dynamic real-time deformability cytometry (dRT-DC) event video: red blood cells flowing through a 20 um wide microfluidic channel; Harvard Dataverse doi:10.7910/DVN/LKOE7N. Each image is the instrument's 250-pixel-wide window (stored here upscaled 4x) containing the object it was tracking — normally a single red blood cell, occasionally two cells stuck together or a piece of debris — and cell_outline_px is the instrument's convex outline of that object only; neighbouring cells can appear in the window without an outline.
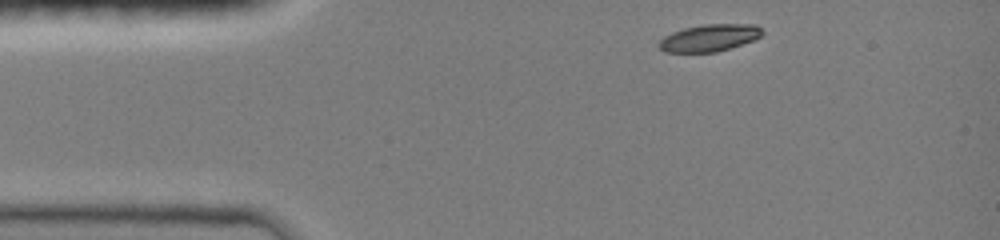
{"species": "common noctule bat (a hibernating species)", "species_latin": "Nyctalus noctula", "temperature_condition": "room temperature", "stored_images_in_passage": 20, "camera_frame_rate_fps": 3000, "um_per_image_px": 0.085, "animal": {"sex": "female", "body_mass_g": 19.0, "forearm_length_mm": 51.5}, "frame": {"image": 1, "passage_image": 1, "time_ms": 0.0, "image_size_px": [1000, 240], "cell_outline_px": [[764, 32], [760, 36], [752, 40], [716, 52], [664, 52], [656, 44], [664, 36], [672, 32], [684, 28], [704, 24], [756, 24]], "centroid_in_image_um": [60.26, 3.21], "position_along_channel_um": 24.7, "area_um2": 16.18}}
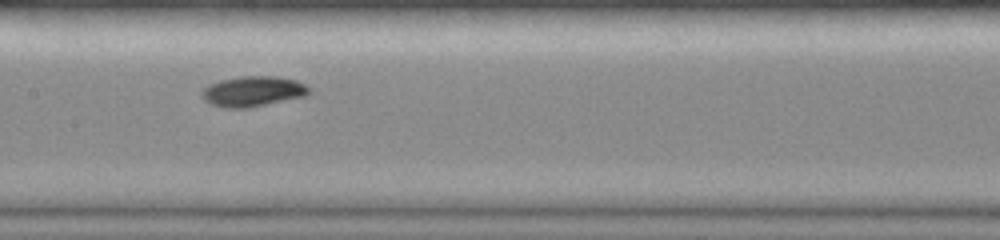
{"frame": {"image": 2, "passage_image": 9, "time_ms": 5.333, "image_size_px": [1000, 240], "cell_outline_px": [[312, 92], [304, 96], [248, 108], [224, 108], [212, 104], [204, 100], [200, 96], [200, 92], [208, 84], [220, 80], [240, 76], [276, 76], [296, 80], [312, 88]], "centroid_in_image_um": [21.48, 7.76], "position_along_channel_um": 185.9, "area_um2": 19.13}}
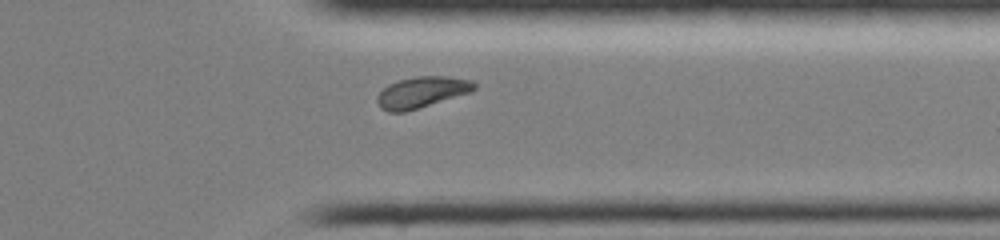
{"frame": {"image": 3, "passage_image": 17, "time_ms": 10.0, "image_size_px": [1000, 240], "cell_outline_px": [[476, 88], [472, 92], [404, 112], [388, 112], [380, 108], [376, 100], [376, 96], [388, 84], [400, 80], [416, 76], [448, 76], [472, 80], [476, 84]], "centroid_in_image_um": [35.85, 7.83], "position_along_channel_um": 375.5, "area_um2": 17.63}, "authors_computed_cell_mechanics": {"area_um2": 17.5134, "velocity_mm_per_s": 4.0467, "shape_relaxation_time_tau1_ms": 2.0692, "shape_relaxation_time_tau2_ms": null, "deformation_change_tau1": 0.117, "deformation_change_tau2": null}}